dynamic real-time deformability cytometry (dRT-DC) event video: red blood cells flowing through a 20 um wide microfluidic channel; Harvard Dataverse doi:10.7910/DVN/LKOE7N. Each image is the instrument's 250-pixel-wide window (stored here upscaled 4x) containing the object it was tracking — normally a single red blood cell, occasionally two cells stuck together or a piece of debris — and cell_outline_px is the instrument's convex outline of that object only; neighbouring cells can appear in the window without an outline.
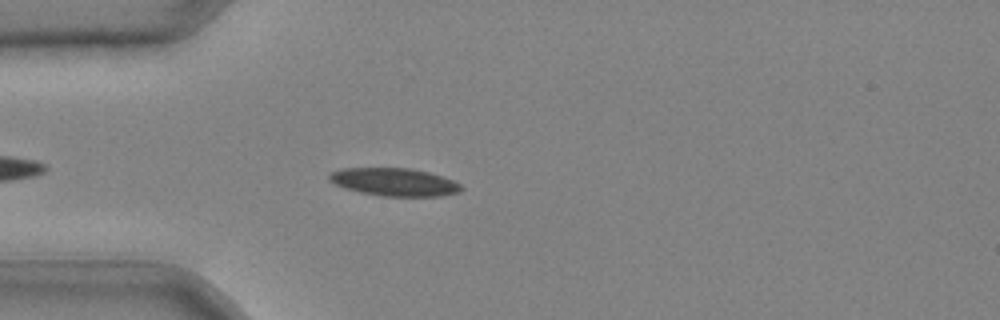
{"species": "common noctule bat (a hibernating species)", "species_latin": "Nyctalus noctula", "temperature_condition": "cold", "stored_images_in_passage": 20, "camera_frame_rate_fps": 3000, "um_per_image_px": 0.085, "animal": {"sex": "male", "body_mass_g": 20.4}, "frame": {"image": 1, "passage_image": 5, "time_ms": 1.333, "image_size_px": [1000, 320], "cell_outline_px": [[464, 188], [460, 192], [440, 196], [380, 196], [360, 192], [344, 188], [328, 180], [328, 176], [332, 172], [340, 168], [408, 168], [428, 172], [452, 180], [460, 184]], "centroid_in_image_um": [33.5, 15.47], "position_along_channel_um": 51.5, "area_um2": 21.39}}
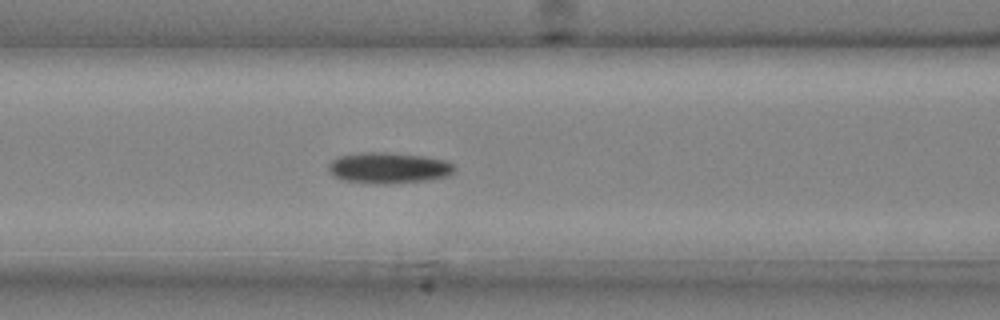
{"frame": {"image": 2, "passage_image": 11, "time_ms": 3.333, "image_size_px": [1000, 320], "cell_outline_px": [[456, 172], [448, 176], [424, 180], [388, 184], [364, 184], [344, 180], [332, 176], [328, 168], [328, 164], [332, 160], [340, 156], [368, 152], [384, 152], [420, 156], [444, 160], [452, 164], [456, 168]], "centroid_in_image_um": [33.0, 14.29], "position_along_channel_um": 133.6, "area_um2": 22.72}}
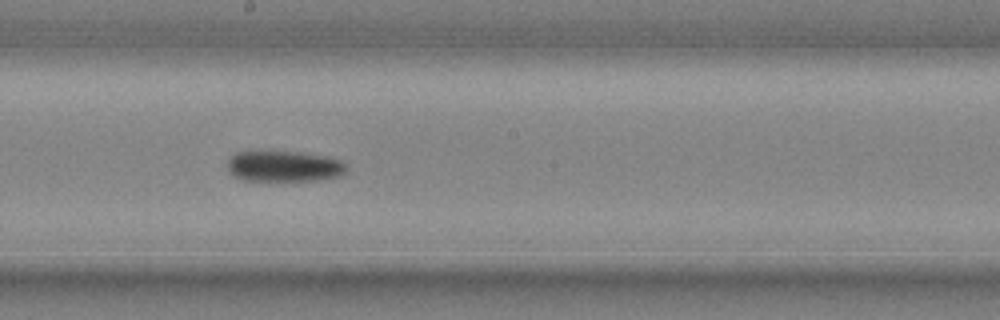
{"frame": {"image": 3, "passage_image": 17, "time_ms": 5.333, "image_size_px": [1000, 320], "cell_outline_px": [[348, 168], [340, 176], [320, 180], [244, 180], [232, 176], [228, 172], [228, 160], [236, 152], [252, 148], [300, 152], [328, 156], [340, 160]], "centroid_in_image_um": [24.07, 14.08], "position_along_channel_um": 224.1, "area_um2": 22.25}}